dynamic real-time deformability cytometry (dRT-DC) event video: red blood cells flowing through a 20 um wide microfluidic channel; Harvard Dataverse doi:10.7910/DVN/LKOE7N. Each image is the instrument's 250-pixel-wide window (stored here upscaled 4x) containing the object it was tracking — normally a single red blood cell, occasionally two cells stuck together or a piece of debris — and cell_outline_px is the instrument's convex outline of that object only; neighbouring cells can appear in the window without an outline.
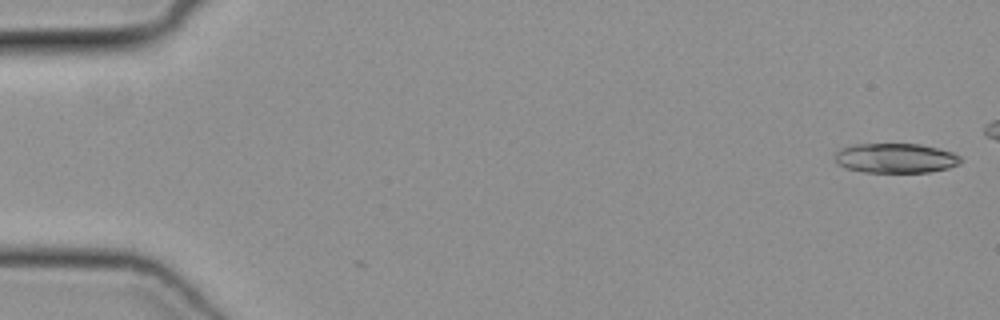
{"species": "common noctule bat (a hibernating species)", "species_latin": "Nyctalus noctula", "temperature_condition": "cold", "stored_images_in_passage": 2, "camera_frame_rate_fps": 3000, "um_per_image_px": 0.085, "animal": {"sex": "female", "body_mass_g": 19.3, "forearm_length_mm": 54.1}, "frame": {"image": 1, "passage_image": 1, "time_ms": 0.0, "image_size_px": [1000, 320], "cell_outline_px": [[964, 160], [960, 164], [948, 168], [928, 172], [864, 172], [848, 168], [836, 164], [836, 152], [840, 148], [856, 144], [920, 144], [940, 148], [952, 152], [960, 156]], "centroid_in_image_um": [76.17, 13.44], "position_along_channel_um": 8.8, "area_um2": 21.85}}